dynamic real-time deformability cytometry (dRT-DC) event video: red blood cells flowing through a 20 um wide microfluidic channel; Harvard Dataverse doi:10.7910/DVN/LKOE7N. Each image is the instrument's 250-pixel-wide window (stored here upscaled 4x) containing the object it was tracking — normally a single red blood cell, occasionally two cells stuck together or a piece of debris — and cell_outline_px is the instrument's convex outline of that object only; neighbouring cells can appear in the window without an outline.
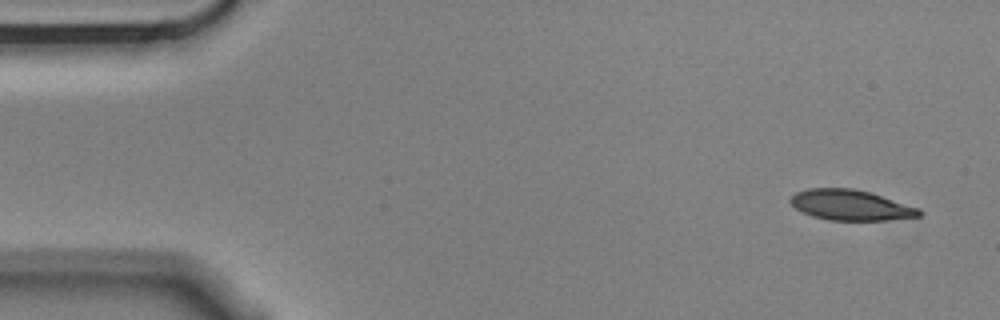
{"species": "Egyptian fruit bat (a non-hibernating species)", "species_latin": "Rousettus aegyptiacus", "temperature_condition": "cold", "stored_images_in_passage": 9, "camera_frame_rate_fps": 3000, "um_per_image_px": 0.085, "animal": {"sex": "male"}, "frame": {"image": 1, "passage_image": 1, "time_ms": 0.0, "image_size_px": [1000, 320], "cell_outline_px": [[924, 212], [920, 216], [884, 220], [828, 220], [812, 216], [796, 208], [788, 200], [796, 192], [808, 188], [852, 188], [872, 192], [920, 208]], "centroid_in_image_um": [72.34, 17.42], "position_along_channel_um": 12.7, "area_um2": 22.95}}
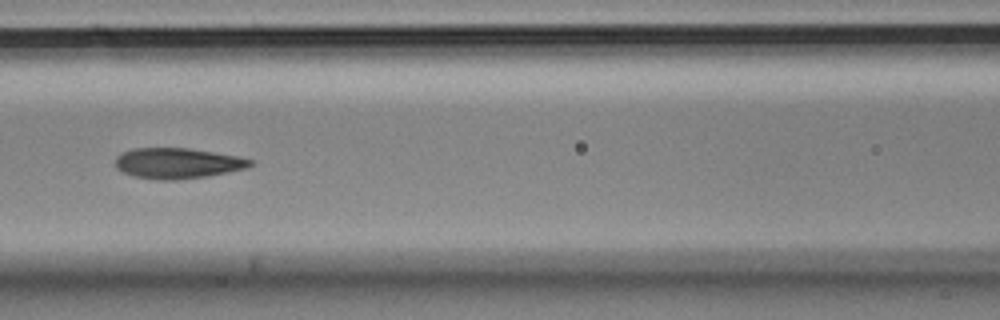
{"frame": {"image": 2, "passage_image": 6, "time_ms": 1.667, "image_size_px": [1000, 320], "cell_outline_px": [[256, 164], [248, 168], [208, 176], [180, 180], [156, 180], [132, 176], [116, 168], [116, 156], [132, 148], [188, 148], [236, 156], [252, 160]], "centroid_in_image_um": [15.1, 13.89], "position_along_channel_um": 151.5, "area_um2": 24.16}}
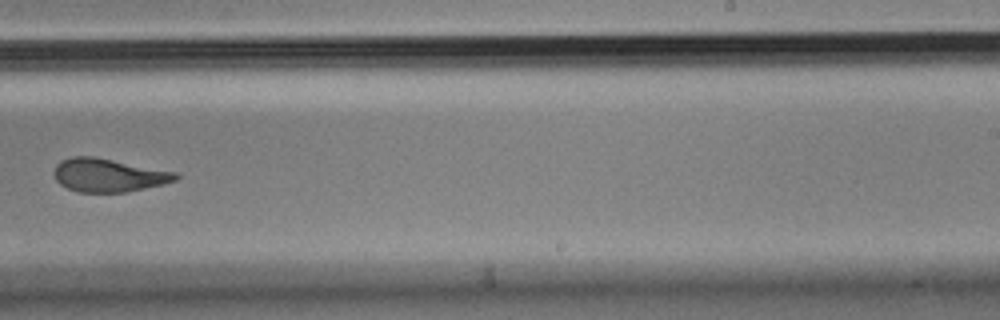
{"frame": {"image": 3, "passage_image": 9, "time_ms": 2.667, "image_size_px": [1000, 320], "cell_outline_px": [[180, 176], [176, 180], [164, 184], [128, 192], [76, 192], [60, 184], [56, 180], [52, 172], [56, 164], [60, 160], [72, 156], [92, 156], [176, 172]], "centroid_in_image_um": [9.19, 14.89], "position_along_channel_um": 279.8, "area_um2": 23.7}}